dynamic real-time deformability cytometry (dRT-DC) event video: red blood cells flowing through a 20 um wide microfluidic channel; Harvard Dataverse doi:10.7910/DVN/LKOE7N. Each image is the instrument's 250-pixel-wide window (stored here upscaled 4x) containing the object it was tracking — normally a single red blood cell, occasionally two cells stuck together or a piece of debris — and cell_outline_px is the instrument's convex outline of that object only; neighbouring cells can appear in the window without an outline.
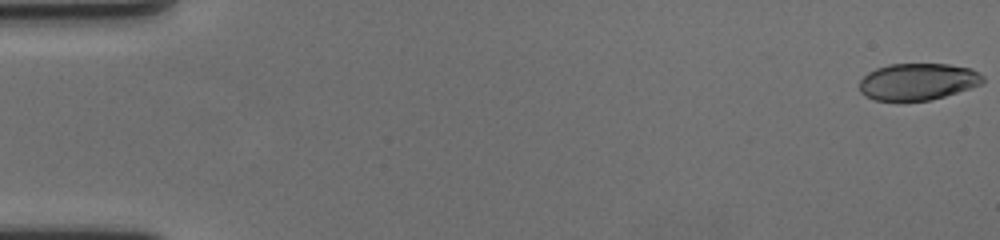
{"species": "human", "species_latin": "Homo sapiens", "temperature_condition": "cold", "stored_images_in_passage": 60, "camera_frame_rate_fps": 3000, "um_per_image_px": 0.085, "donor": {"sex": "female"}, "frame": {"image": 1, "passage_image": 1, "time_ms": 0.0, "image_size_px": [1000, 240], "cell_outline_px": [[984, 84], [932, 100], [872, 100], [864, 96], [860, 92], [860, 80], [868, 72], [876, 68], [888, 64], [948, 64], [972, 68], [984, 76]], "centroid_in_image_um": [78.03, 6.93], "position_along_channel_um": 7.0, "area_um2": 26.7}}
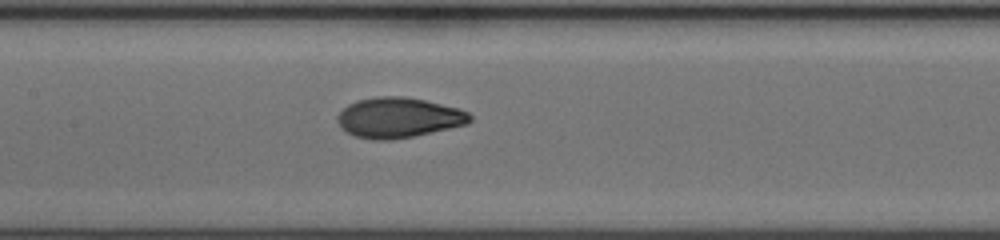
{"frame": {"image": 2, "passage_image": 30, "time_ms": 9.667, "image_size_px": [1000, 240], "cell_outline_px": [[472, 120], [468, 124], [412, 136], [388, 140], [372, 140], [356, 136], [340, 128], [336, 120], [336, 116], [348, 104], [356, 100], [376, 96], [404, 96], [424, 100], [460, 108], [468, 112], [472, 116]], "centroid_in_image_um": [33.86, 9.99], "position_along_channel_um": 173.5, "area_um2": 31.15}}
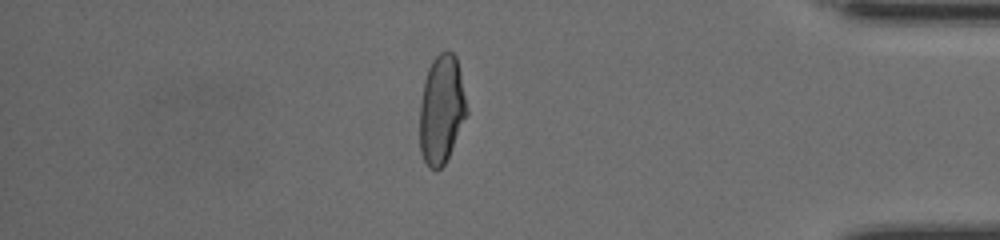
{"frame": {"image": 3, "passage_image": 52, "time_ms": 17.0, "image_size_px": [1000, 240], "cell_outline_px": [[468, 116], [444, 164], [436, 172], [428, 168], [420, 152], [420, 100], [424, 80], [428, 68], [432, 60], [440, 52], [448, 48], [456, 56], [460, 72], [468, 108]], "centroid_in_image_um": [37.53, 9.3], "position_along_channel_um": 397.7, "area_um2": 30.29}, "authors_computed_cell_mechanics": {"area_um2": 29.9115, "velocity_mm_per_s": 3.5106, "shape_relaxation_time_tau1_ms": 6.0411, "shape_relaxation_time_tau2_ms": 1.1045, "deformation_change_tau1": 0.2089, "deformation_change_tau2": 0.0522}}